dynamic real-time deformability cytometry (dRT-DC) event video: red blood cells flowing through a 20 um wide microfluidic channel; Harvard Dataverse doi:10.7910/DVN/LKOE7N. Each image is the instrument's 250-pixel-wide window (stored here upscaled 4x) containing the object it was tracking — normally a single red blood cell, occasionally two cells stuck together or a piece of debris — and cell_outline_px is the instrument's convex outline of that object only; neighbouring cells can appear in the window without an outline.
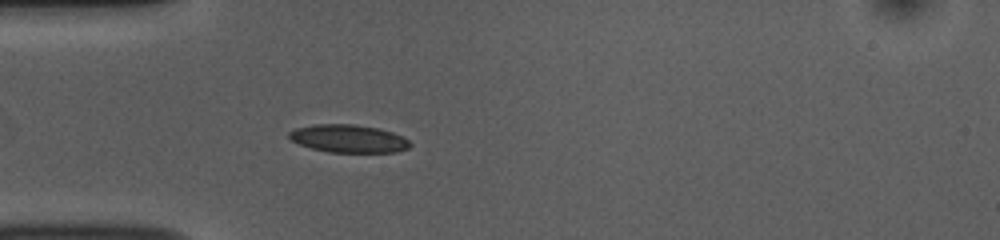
{"species": "common noctule bat (a hibernating species)", "species_latin": "Nyctalus noctula", "temperature_condition": "room temperature", "stored_images_in_passage": 30, "camera_frame_rate_fps": 3000, "um_per_image_px": 0.085, "animal": {"sex": "female", "body_mass_g": 10.0, "forearm_length_mm": 53.1}, "frame": {"image": 1, "passage_image": 7, "time_ms": 2.0, "image_size_px": [1000, 240], "cell_outline_px": [[412, 144], [408, 148], [396, 152], [328, 152], [312, 148], [300, 144], [292, 140], [288, 136], [288, 132], [296, 128], [312, 124], [356, 124], [376, 128], [392, 132], [404, 136]], "centroid_in_image_um": [29.63, 11.78], "position_along_channel_um": 55.4, "area_um2": 19.65}}
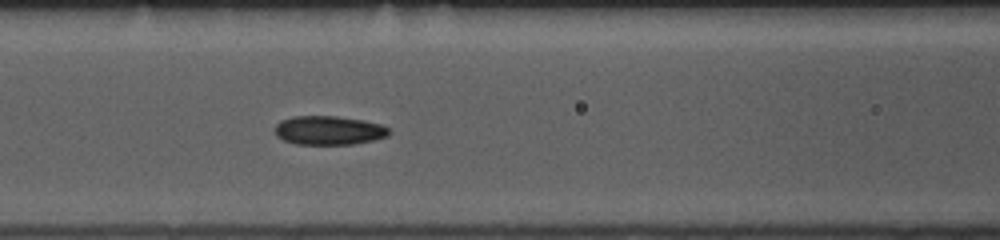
{"frame": {"image": 2, "passage_image": 14, "time_ms": 4.333, "image_size_px": [1000, 240], "cell_outline_px": [[392, 132], [388, 136], [372, 140], [352, 144], [296, 144], [284, 140], [276, 136], [276, 124], [280, 120], [292, 116], [336, 116], [364, 120], [380, 124], [388, 128]], "centroid_in_image_um": [27.95, 11.07], "position_along_channel_um": 138.6, "area_um2": 19.25}}
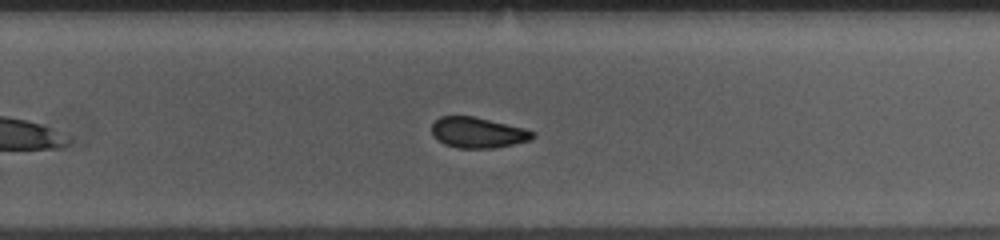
{"frame": {"image": 3, "passage_image": 26, "time_ms": 8.333, "image_size_px": [1000, 240], "cell_outline_px": [[536, 136], [532, 140], [492, 148], [456, 148], [444, 144], [436, 140], [432, 136], [432, 124], [440, 116], [472, 116], [528, 128], [536, 132]], "centroid_in_image_um": [40.64, 11.27], "position_along_channel_um": 289.2, "area_um2": 18.32}}